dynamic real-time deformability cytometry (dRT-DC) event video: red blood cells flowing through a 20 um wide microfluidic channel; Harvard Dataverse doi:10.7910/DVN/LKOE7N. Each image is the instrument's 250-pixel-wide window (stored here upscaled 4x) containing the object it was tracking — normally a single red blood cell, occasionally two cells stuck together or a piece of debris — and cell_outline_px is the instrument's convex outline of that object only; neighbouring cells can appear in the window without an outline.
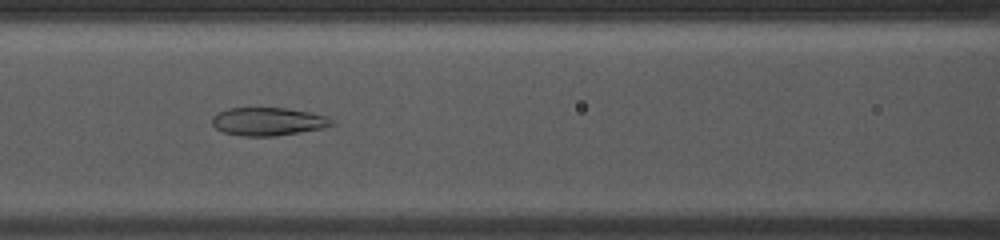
{"species": "common noctule bat (a hibernating species)", "species_latin": "Nyctalus noctula", "temperature_condition": "room temperature", "stored_images_in_passage": 40, "camera_frame_rate_fps": 3000, "um_per_image_px": 0.085, "animal": {"sex": "male", "body_mass_g": 13.0, "forearm_length_mm": 53.1}, "frame": {"image": 1, "passage_image": 12, "time_ms": 3.667, "image_size_px": [1000, 240], "cell_outline_px": [[336, 124], [324, 128], [276, 136], [244, 136], [224, 132], [216, 128], [212, 124], [212, 116], [228, 108], [288, 108], [328, 116]], "centroid_in_image_um": [22.82, 10.33], "position_along_channel_um": 143.8, "area_um2": 19.59}}
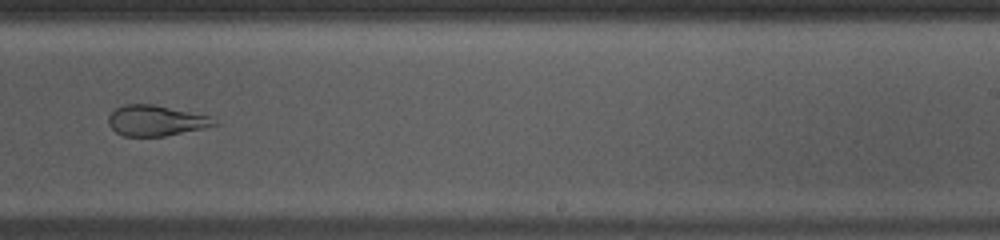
{"frame": {"image": 2, "passage_image": 22, "time_ms": 7.0, "image_size_px": [1000, 240], "cell_outline_px": [[220, 124], [204, 128], [164, 136], [124, 136], [116, 132], [108, 124], [108, 116], [116, 108], [124, 104], [152, 104], [212, 116]], "centroid_in_image_um": [13.27, 10.25], "position_along_channel_um": 275.7, "area_um2": 18.9}}
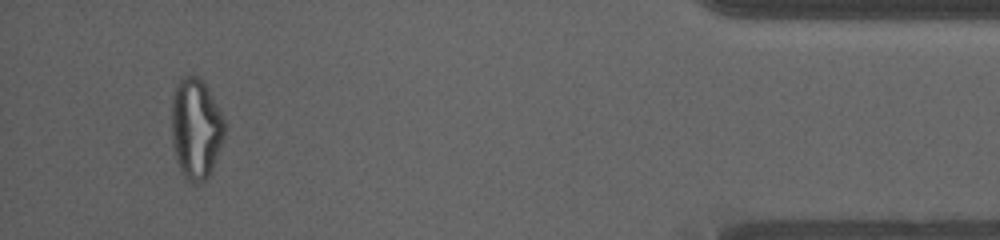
{"frame": {"image": 3, "passage_image": 37, "time_ms": 12.0, "image_size_px": [1000, 240], "cell_outline_px": [[224, 136], [220, 148], [212, 168], [208, 176], [200, 184], [192, 184], [184, 180], [176, 156], [172, 140], [172, 96], [176, 84], [180, 76], [184, 72], [188, 72], [196, 76], [204, 84], [224, 116]], "centroid_in_image_um": [16.63, 10.91], "position_along_channel_um": 418.6, "area_um2": 31.27}, "authors_computed_cell_mechanics": {"area_um2": 25.7788, "velocity_mm_per_s": 3.9562, "shape_relaxation_time_tau1_ms": null, "shape_relaxation_time_tau2_ms": 1.8006, "deformation_change_tau1": null, "deformation_change_tau2": 0.075}}